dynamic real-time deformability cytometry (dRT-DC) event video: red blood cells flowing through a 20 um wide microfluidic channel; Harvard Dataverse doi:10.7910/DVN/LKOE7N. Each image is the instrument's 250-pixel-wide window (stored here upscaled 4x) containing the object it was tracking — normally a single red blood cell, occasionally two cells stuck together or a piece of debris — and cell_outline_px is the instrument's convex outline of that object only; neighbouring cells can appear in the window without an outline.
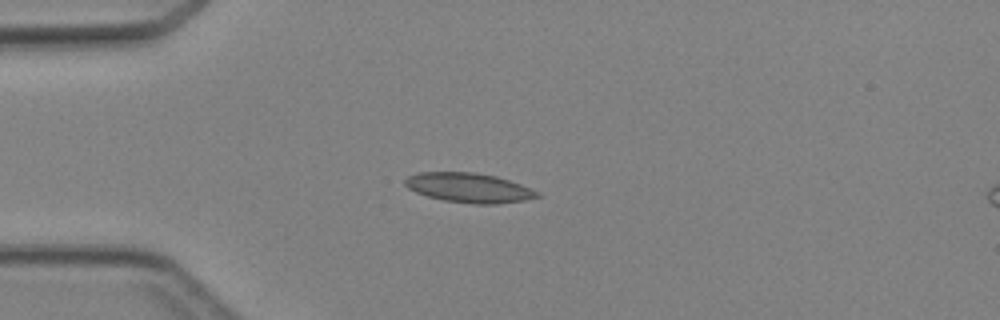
{"species": "Egyptian fruit bat (a non-hibernating species)", "species_latin": "Rousettus aegyptiacus", "temperature_condition": "cold", "stored_images_in_passage": 35, "camera_frame_rate_fps": 3000, "um_per_image_px": 0.085, "animal": {"sex": "female"}, "frame": {"image": 1, "passage_image": 1, "time_ms": 0.0, "image_size_px": [1000, 320], "cell_outline_px": [[544, 196], [524, 200], [496, 204], [476, 204], [444, 200], [428, 196], [416, 192], [408, 188], [404, 184], [404, 180], [408, 176], [416, 172], [476, 172], [496, 176], [520, 184], [540, 192]], "centroid_in_image_um": [39.87, 15.95], "position_along_channel_um": 45.1, "area_um2": 22.83}}
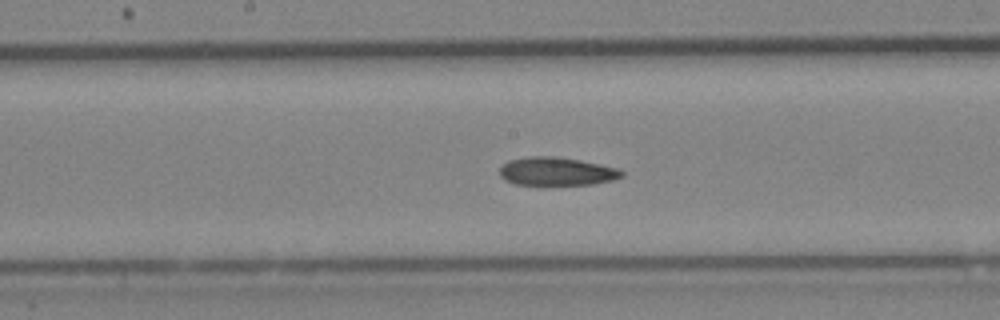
{"frame": {"image": 2, "passage_image": 13, "time_ms": 4.0, "image_size_px": [1000, 320], "cell_outline_px": [[624, 176], [612, 180], [592, 184], [516, 184], [504, 180], [500, 176], [500, 168], [508, 160], [528, 156], [556, 156], [580, 160], [620, 168], [624, 172]], "centroid_in_image_um": [47.33, 14.55], "position_along_channel_um": 200.9, "area_um2": 20.11}}
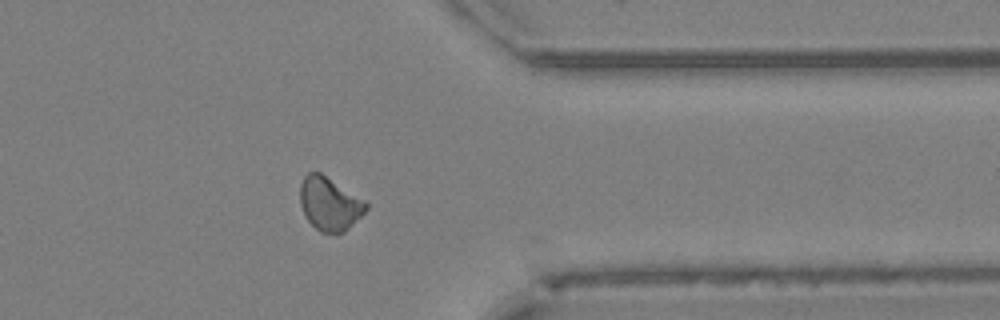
{"frame": {"image": 3, "passage_image": 26, "time_ms": 8.333, "image_size_px": [1000, 320], "cell_outline_px": [[368, 208], [344, 232], [336, 236], [320, 232], [304, 216], [300, 204], [300, 184], [304, 176], [308, 172], [320, 172], [368, 204]], "centroid_in_image_um": [27.96, 17.36], "position_along_channel_um": 383.4, "area_um2": 20.35}}